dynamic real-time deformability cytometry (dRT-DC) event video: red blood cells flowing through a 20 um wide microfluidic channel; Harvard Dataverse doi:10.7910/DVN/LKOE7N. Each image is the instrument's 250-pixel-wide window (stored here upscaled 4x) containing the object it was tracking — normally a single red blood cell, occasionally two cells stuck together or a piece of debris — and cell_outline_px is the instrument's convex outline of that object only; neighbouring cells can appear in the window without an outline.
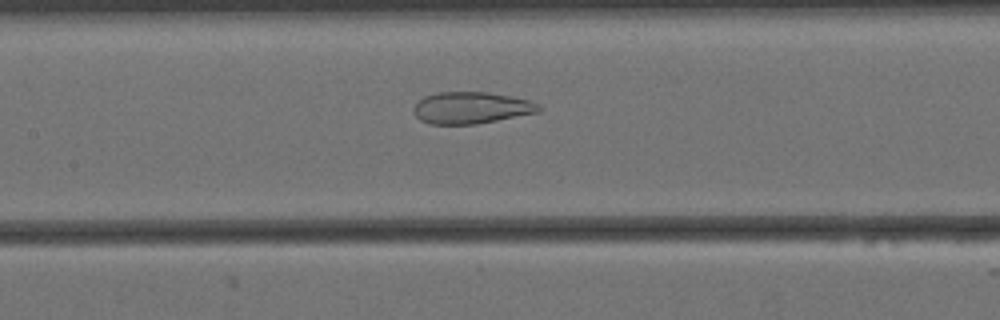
{"species": "Egyptian fruit bat (a non-hibernating species)", "species_latin": "Rousettus aegyptiacus", "temperature_condition": "cold", "stored_images_in_passage": 50, "camera_frame_rate_fps": 3000, "um_per_image_px": 0.085, "animal": {"sex": "female"}, "frame": {"image": 1, "passage_image": 18, "time_ms": 5.667, "image_size_px": [1000, 320], "cell_outline_px": [[540, 112], [476, 124], [428, 124], [420, 120], [412, 112], [412, 108], [424, 96], [436, 92], [488, 92], [512, 96], [528, 100], [540, 104]], "centroid_in_image_um": [40.04, 9.16], "position_along_channel_um": 167.4, "area_um2": 23.29}}
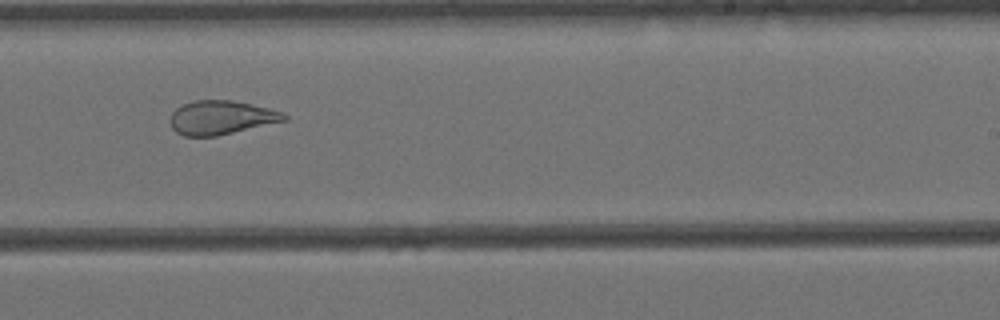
{"frame": {"image": 2, "passage_image": 27, "time_ms": 8.667, "image_size_px": [1000, 320], "cell_outline_px": [[288, 120], [216, 136], [184, 136], [176, 132], [172, 128], [172, 112], [176, 108], [184, 104], [196, 100], [232, 100], [252, 104], [284, 112], [288, 116]], "centroid_in_image_um": [18.84, 9.99], "position_along_channel_um": 270.2, "area_um2": 22.37}}
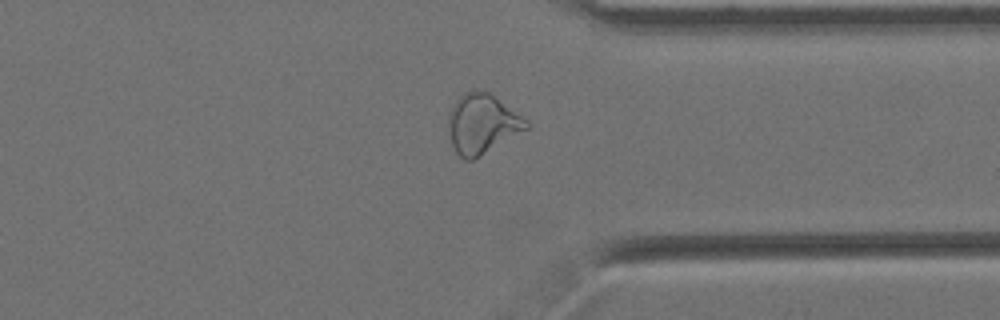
{"frame": {"image": 3, "passage_image": 36, "time_ms": 11.667, "image_size_px": [1000, 320], "cell_outline_px": [[532, 128], [472, 160], [464, 160], [456, 152], [452, 144], [448, 124], [448, 116], [456, 100], [464, 92], [476, 88], [488, 92], [524, 116], [532, 124]], "centroid_in_image_um": [41.05, 10.52], "position_along_channel_um": 370.4, "area_um2": 27.46}, "authors_computed_cell_mechanics": {"area_um2": 27.455, "velocity_mm_per_s": 3.4447, "shape_relaxation_time_tau1_ms": null, "shape_relaxation_time_tau2_ms": 1.8873, "deformation_change_tau1": null, "deformation_change_tau2": 0.1016}}